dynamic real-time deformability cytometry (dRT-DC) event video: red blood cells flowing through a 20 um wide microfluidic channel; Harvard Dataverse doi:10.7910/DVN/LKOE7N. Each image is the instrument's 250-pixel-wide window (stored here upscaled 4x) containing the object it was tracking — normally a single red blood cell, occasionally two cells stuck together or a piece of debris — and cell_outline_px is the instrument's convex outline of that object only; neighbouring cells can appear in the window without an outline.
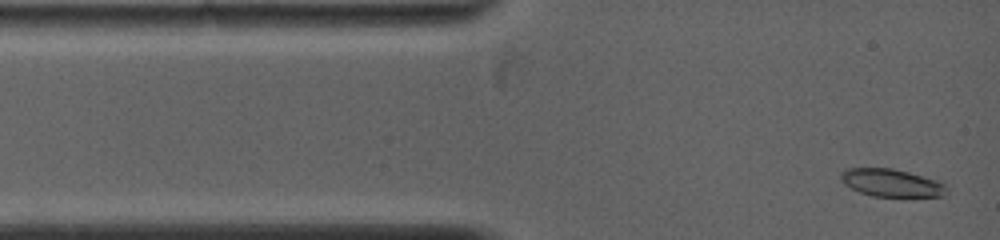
{"species": "common noctule bat (a hibernating species)", "species_latin": "Nyctalus noctula", "temperature_condition": "warm", "stored_images_in_passage": 22, "camera_frame_rate_fps": 5000, "um_per_image_px": 0.085, "animal": {"sex": "female", "body_mass_g": 19.0, "forearm_length_mm": 53.3}, "frame": {"image": 1, "passage_image": 1, "time_ms": 0.0, "image_size_px": [1000, 240], "cell_outline_px": [[948, 192], [944, 196], [872, 196], [860, 192], [844, 184], [840, 180], [840, 172], [844, 168], [892, 168], [940, 180], [948, 188]], "centroid_in_image_um": [75.78, 15.53], "position_along_channel_um": 9.2, "area_um2": 17.22}}
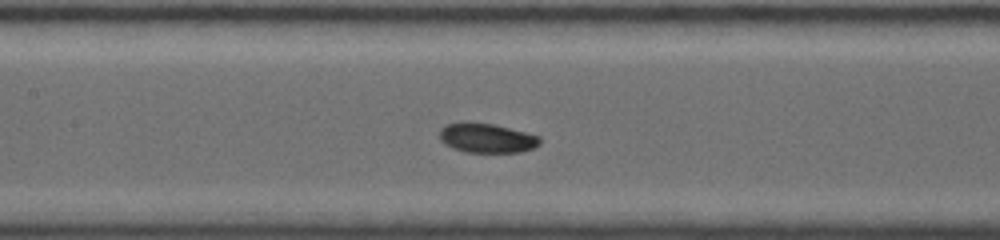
{"frame": {"image": 2, "passage_image": 12, "time_ms": 5.0, "image_size_px": [1000, 240], "cell_outline_px": [[540, 144], [532, 148], [520, 152], [464, 152], [452, 148], [444, 144], [440, 140], [440, 128], [448, 124], [460, 120], [464, 120], [492, 124], [540, 136]], "centroid_in_image_um": [41.31, 11.72], "position_along_channel_um": 166.1, "area_um2": 17.4}}
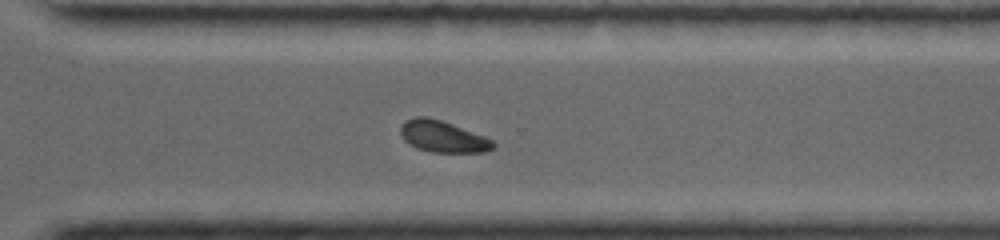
{"frame": {"image": 3, "passage_image": 21, "time_ms": 9.2, "image_size_px": [1000, 240], "cell_outline_px": [[496, 148], [484, 152], [432, 152], [416, 148], [404, 140], [400, 132], [400, 124], [404, 120], [416, 116], [428, 116], [452, 124], [484, 136], [492, 140], [496, 144]], "centroid_in_image_um": [37.62, 11.6], "position_along_channel_um": 333.0, "area_um2": 17.11}}